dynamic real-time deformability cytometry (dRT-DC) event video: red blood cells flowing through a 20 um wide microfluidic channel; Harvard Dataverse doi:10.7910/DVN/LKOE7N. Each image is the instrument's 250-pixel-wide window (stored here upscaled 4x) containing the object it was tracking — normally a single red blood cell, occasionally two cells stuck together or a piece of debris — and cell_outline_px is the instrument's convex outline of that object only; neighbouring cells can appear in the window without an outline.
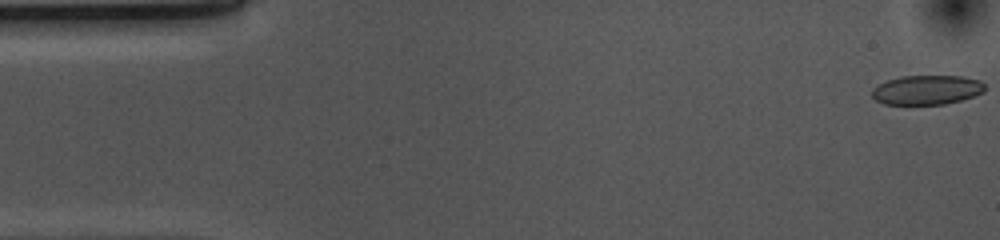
{"species": "common noctule bat (a hibernating species)", "species_latin": "Nyctalus noctula", "temperature_condition": "cold", "stored_images_in_passage": 53, "camera_frame_rate_fps": 3000, "um_per_image_px": 0.085, "animal": {"sex": "female", "body_mass_g": 10.0, "forearm_length_mm": 53.1}, "frame": {"image": 1, "passage_image": 1, "time_ms": 0.0, "image_size_px": [1000, 240], "cell_outline_px": [[984, 92], [960, 100], [944, 104], [884, 104], [876, 100], [872, 96], [872, 88], [888, 80], [900, 76], [964, 76], [980, 80], [984, 84]], "centroid_in_image_um": [78.78, 7.63], "position_along_channel_um": 6.2, "area_um2": 19.25}}
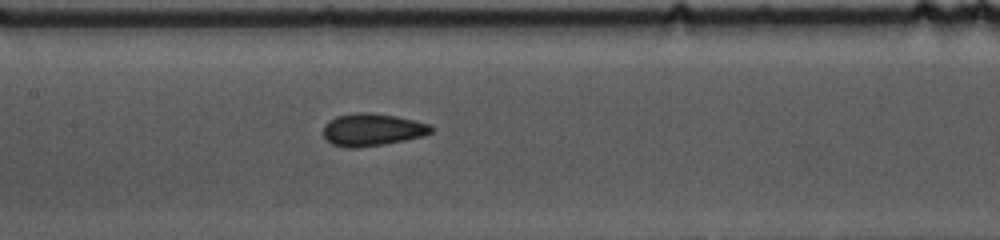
{"frame": {"image": 2, "passage_image": 24, "time_ms": 7.667, "image_size_px": [1000, 240], "cell_outline_px": [[432, 132], [424, 136], [384, 144], [356, 148], [348, 148], [332, 144], [324, 136], [324, 124], [328, 120], [336, 116], [356, 112], [368, 112], [396, 116], [432, 124]], "centroid_in_image_um": [31.64, 11.01], "position_along_channel_um": 175.8, "area_um2": 20.46}}
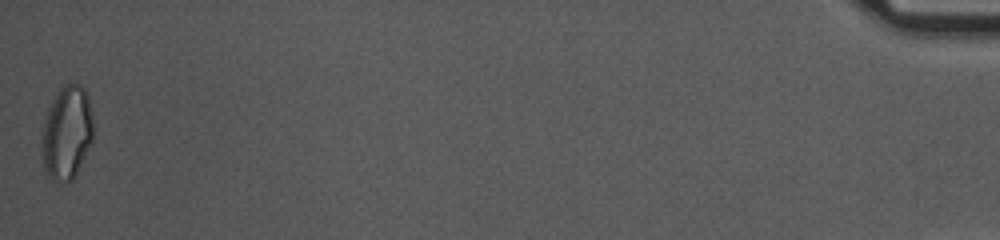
{"frame": {"image": 3, "passage_image": 53, "time_ms": 17.333, "image_size_px": [1000, 240], "cell_outline_px": [[92, 140], [72, 180], [60, 184], [52, 180], [48, 176], [44, 168], [44, 124], [48, 108], [52, 100], [60, 88], [64, 84], [80, 84], [84, 88], [88, 96], [92, 116]], "centroid_in_image_um": [5.7, 11.27], "position_along_channel_um": 429.5, "area_um2": 27.34}, "authors_computed_cell_mechanics": {"area_um2": 19.941, "velocity_mm_per_s": 3.6932, "shape_relaxation_time_tau1_ms": 5.3705, "shape_relaxation_time_tau2_ms": 2.1086, "deformation_change_tau1": 0.1163, "deformation_change_tau2": 0.0637}}